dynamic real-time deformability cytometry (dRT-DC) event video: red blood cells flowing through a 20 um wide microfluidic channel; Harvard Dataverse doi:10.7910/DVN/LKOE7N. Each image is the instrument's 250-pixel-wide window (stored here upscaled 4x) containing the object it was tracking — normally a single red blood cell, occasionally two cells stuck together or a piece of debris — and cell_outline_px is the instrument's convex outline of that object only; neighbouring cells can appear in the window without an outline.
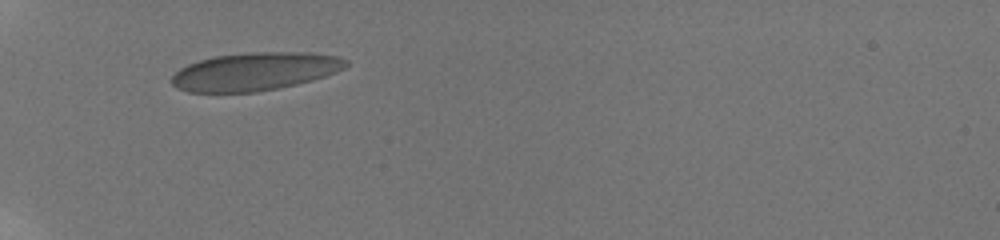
{"species": "human", "species_latin": "Homo sapiens", "temperature_condition": "room temperature", "stored_images_in_passage": 2, "camera_frame_rate_fps": 3000, "um_per_image_px": 0.085, "donor": {"sex": "male"}, "frame": {"image": 1, "passage_image": 1, "time_ms": 0.0, "image_size_px": [1000, 240], "cell_outline_px": [[348, 64], [344, 68], [336, 72], [312, 80], [296, 84], [256, 92], [188, 92], [176, 88], [168, 80], [180, 68], [188, 64], [200, 60], [216, 56], [252, 52], [308, 52], [336, 56], [348, 60]], "centroid_in_image_um": [21.65, 6.08], "position_along_channel_um": 63.4, "area_um2": 38.55}}